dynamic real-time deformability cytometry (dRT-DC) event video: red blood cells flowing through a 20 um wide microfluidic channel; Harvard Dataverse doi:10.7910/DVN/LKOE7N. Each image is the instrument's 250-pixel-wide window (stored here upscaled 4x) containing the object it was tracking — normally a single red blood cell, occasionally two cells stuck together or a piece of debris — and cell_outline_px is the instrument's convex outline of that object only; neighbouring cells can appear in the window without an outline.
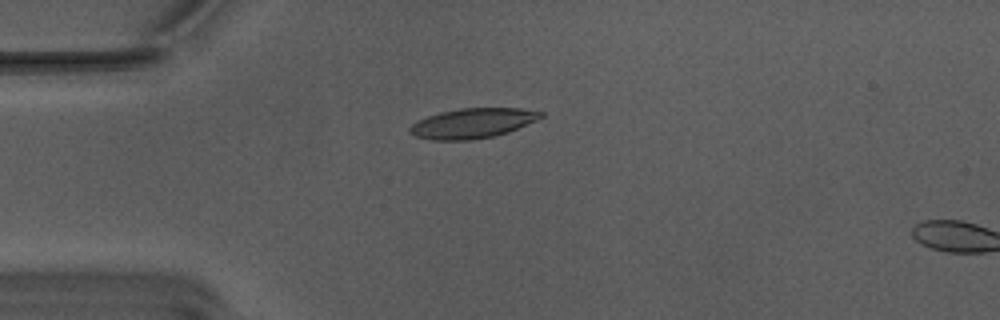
{"species": "Egyptian fruit bat (a non-hibernating species)", "species_latin": "Rousettus aegyptiacus", "temperature_condition": "warm", "stored_images_in_passage": 3, "camera_frame_rate_fps": 3000, "um_per_image_px": 0.085, "animal": {"sex": "male"}, "frame": {"image": 1, "passage_image": 1, "time_ms": 0.0, "image_size_px": [1000, 320], "cell_outline_px": [[544, 116], [536, 120], [508, 132], [492, 136], [468, 140], [432, 140], [416, 136], [408, 132], [408, 128], [412, 124], [428, 116], [440, 112], [460, 108], [520, 108], [544, 112]], "centroid_in_image_um": [40.16, 10.47], "position_along_channel_um": 44.8, "area_um2": 22.66}}